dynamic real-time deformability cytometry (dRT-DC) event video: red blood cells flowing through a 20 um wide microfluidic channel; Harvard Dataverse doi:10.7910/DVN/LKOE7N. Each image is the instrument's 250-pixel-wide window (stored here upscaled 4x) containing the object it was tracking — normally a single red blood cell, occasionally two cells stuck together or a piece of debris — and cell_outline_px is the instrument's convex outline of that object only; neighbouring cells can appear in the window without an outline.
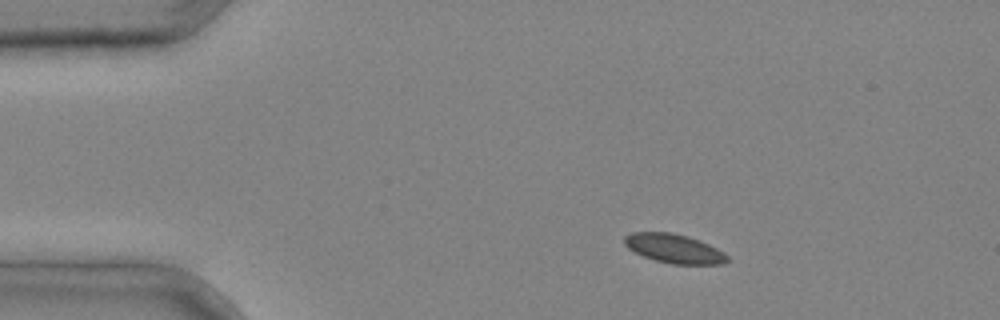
{"species": "common noctule bat (a hibernating species)", "species_latin": "Nyctalus noctula", "temperature_condition": "cold", "stored_images_in_passage": 2, "camera_frame_rate_fps": 3000, "um_per_image_px": 0.085, "animal": {"sex": "male", "body_mass_g": 20.4}, "frame": {"image": 1, "passage_image": 1, "time_ms": 0.0, "image_size_px": [1000, 320], "cell_outline_px": [[728, 260], [724, 264], [672, 264], [656, 260], [644, 256], [628, 248], [624, 244], [624, 236], [632, 232], [672, 232], [688, 236], [700, 240], [724, 252], [728, 256]], "centroid_in_image_um": [57.3, 21.12], "position_along_channel_um": 27.7, "area_um2": 17.4}}